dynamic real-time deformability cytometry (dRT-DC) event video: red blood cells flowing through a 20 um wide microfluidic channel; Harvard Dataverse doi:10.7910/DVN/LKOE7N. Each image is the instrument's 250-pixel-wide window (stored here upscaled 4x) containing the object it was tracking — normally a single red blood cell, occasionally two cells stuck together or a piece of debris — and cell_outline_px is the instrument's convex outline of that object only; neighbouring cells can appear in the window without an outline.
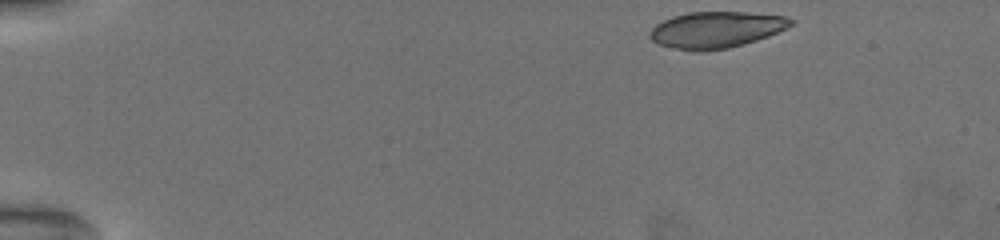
{"species": "common noctule bat (a hibernating species)", "species_latin": "Nyctalus noctula", "temperature_condition": "warm", "stored_images_in_passage": 8, "camera_frame_rate_fps": 3000, "um_per_image_px": 0.085, "animal": {"sex": "female", "body_mass_g": 19.5, "forearm_length_mm": 54.1}, "frame": {"image": 1, "passage_image": 1, "time_ms": 0.0, "image_size_px": [1000, 240], "cell_outline_px": [[796, 20], [792, 24], [768, 36], [744, 44], [728, 48], [704, 52], [692, 52], [656, 44], [648, 36], [648, 32], [656, 24], [672, 16], [688, 12], [748, 12], [784, 16]], "centroid_in_image_um": [60.81, 2.54], "position_along_channel_um": 24.2, "area_um2": 30.11}}
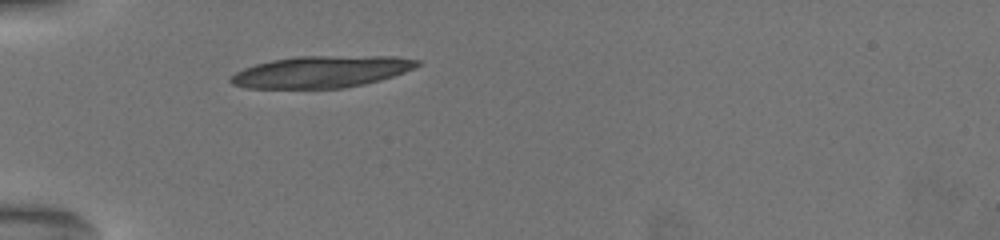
{"frame": {"image": 2, "passage_image": 6, "time_ms": 3.667, "image_size_px": [1000, 240], "cell_outline_px": [[420, 64], [404, 72], [380, 80], [364, 84], [340, 88], [248, 88], [232, 84], [228, 80], [236, 72], [244, 68], [256, 64], [272, 60], [296, 56], [396, 56], [420, 60]], "centroid_in_image_um": [27.31, 6.09], "position_along_channel_um": 57.7, "area_um2": 34.33}}